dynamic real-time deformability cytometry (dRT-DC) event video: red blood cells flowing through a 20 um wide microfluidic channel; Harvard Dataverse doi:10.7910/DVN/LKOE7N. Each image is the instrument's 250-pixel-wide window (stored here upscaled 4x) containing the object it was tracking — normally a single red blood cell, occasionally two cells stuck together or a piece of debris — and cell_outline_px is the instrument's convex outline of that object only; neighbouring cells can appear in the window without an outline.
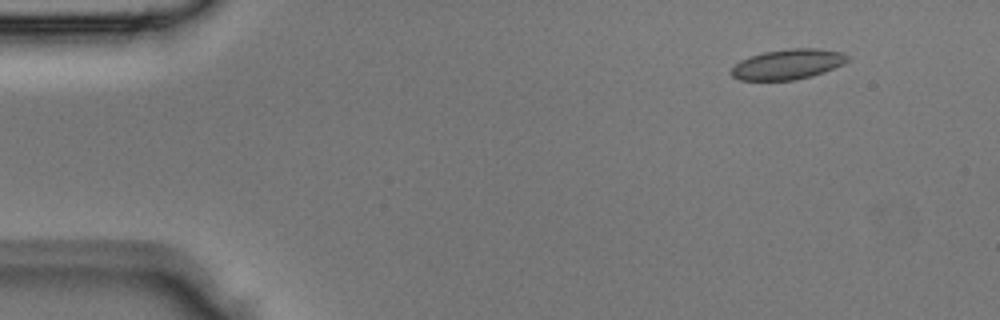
{"species": "Egyptian fruit bat (a non-hibernating species)", "species_latin": "Rousettus aegyptiacus", "temperature_condition": "room temperature", "stored_images_in_passage": 4, "camera_frame_rate_fps": 3000, "um_per_image_px": 0.085, "animal": {"sex": "male"}, "frame": {"image": 1, "passage_image": 2, "time_ms": 0.333, "image_size_px": [1000, 320], "cell_outline_px": [[848, 60], [844, 64], [824, 72], [812, 76], [796, 80], [740, 80], [732, 76], [732, 68], [740, 60], [764, 52], [788, 48], [820, 48], [840, 52], [848, 56]], "centroid_in_image_um": [66.99, 5.46], "position_along_channel_um": 18.0, "area_um2": 20.4}}